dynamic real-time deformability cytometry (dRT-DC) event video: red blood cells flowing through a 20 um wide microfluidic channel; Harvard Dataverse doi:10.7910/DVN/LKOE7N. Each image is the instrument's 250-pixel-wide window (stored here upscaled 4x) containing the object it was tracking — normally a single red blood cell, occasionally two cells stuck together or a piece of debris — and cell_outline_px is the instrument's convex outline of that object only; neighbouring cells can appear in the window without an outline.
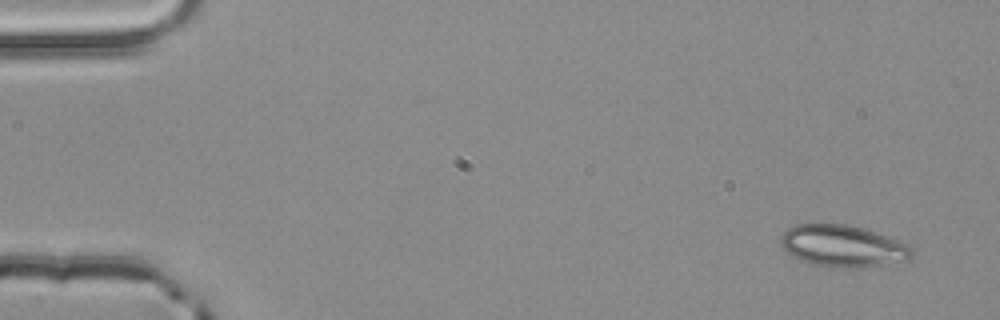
{"species": "common noctule bat (a hibernating species)", "species_latin": "Nyctalus noctula", "temperature_condition": "room temperature", "stored_images_in_passage": 5, "camera_frame_rate_fps": 3000, "um_per_image_px": 0.085, "animal": {"sex": "male", "body_mass_g": 20.4}, "frame": {"image": 1, "passage_image": 1, "time_ms": 0.0, "image_size_px": [1000, 320], "cell_outline_px": [[912, 256], [908, 260], [860, 268], [828, 268], [812, 264], [800, 260], [792, 256], [780, 244], [780, 240], [784, 232], [788, 228], [796, 224], [848, 224], [876, 232], [908, 244], [912, 248]], "centroid_in_image_um": [71.63, 20.92], "position_along_channel_um": 13.4, "area_um2": 32.08}}
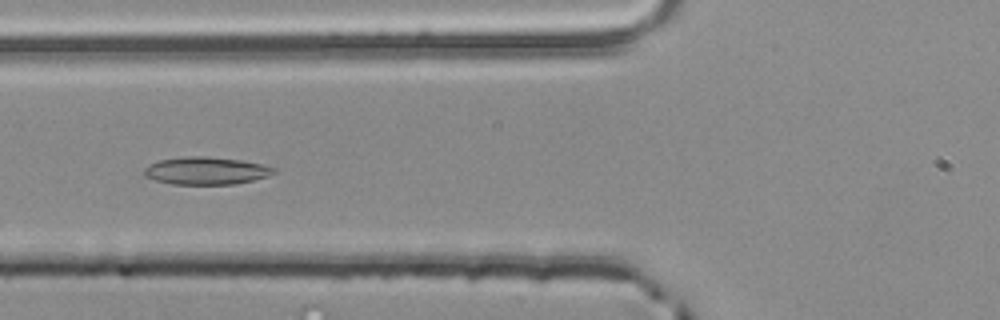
{"frame": {"image": 2, "passage_image": 5, "time_ms": 1.333, "image_size_px": [1000, 320], "cell_outline_px": [[276, 172], [268, 176], [252, 180], [232, 184], [172, 184], [156, 180], [144, 176], [144, 168], [148, 164], [160, 160], [184, 156], [204, 156], [240, 160], [260, 164], [276, 168]], "centroid_in_image_um": [17.49, 14.51], "position_along_channel_um": 108.3, "area_um2": 20.69}}